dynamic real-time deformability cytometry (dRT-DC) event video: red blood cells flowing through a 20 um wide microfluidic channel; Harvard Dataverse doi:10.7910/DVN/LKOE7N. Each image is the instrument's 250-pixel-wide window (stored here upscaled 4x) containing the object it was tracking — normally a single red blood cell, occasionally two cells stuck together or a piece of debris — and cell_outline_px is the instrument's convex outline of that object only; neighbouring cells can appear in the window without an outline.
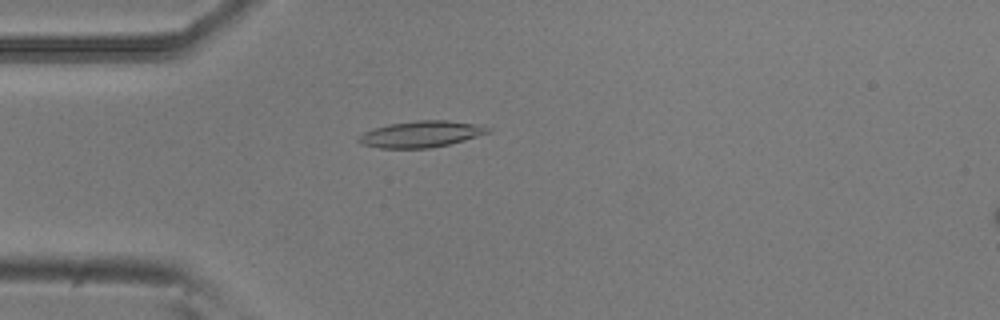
{"species": "common noctule bat (a hibernating species)", "species_latin": "Nyctalus noctula", "temperature_condition": "room temperature", "stored_images_in_passage": 53, "camera_frame_rate_fps": 3000, "um_per_image_px": 0.085, "animal": {"sex": "male", "body_mass_g": 20.5, "forearm_length_mm": 52.5}, "frame": {"image": 1, "passage_image": 14, "time_ms": 4.333, "image_size_px": [1000, 320], "cell_outline_px": [[492, 132], [464, 140], [448, 144], [428, 148], [380, 148], [360, 144], [356, 140], [356, 136], [364, 132], [388, 124], [416, 120], [448, 120], [472, 124], [492, 128]], "centroid_in_image_um": [35.75, 11.4], "position_along_channel_um": 49.3, "area_um2": 19.83}}
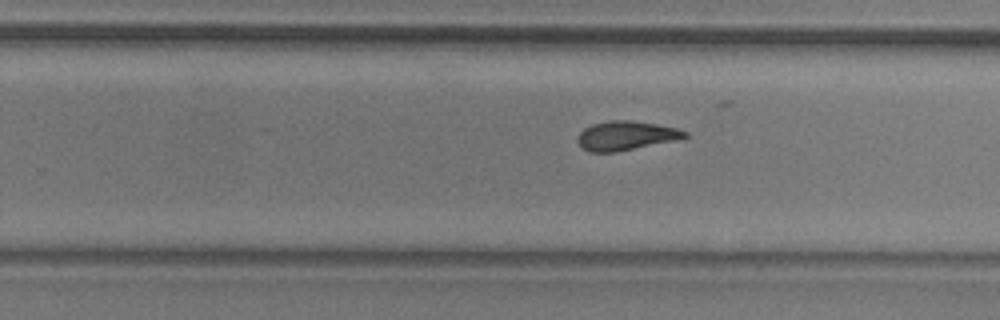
{"frame": {"image": 2, "passage_image": 33, "time_ms": 10.667, "image_size_px": [1000, 320], "cell_outline_px": [[688, 136], [676, 140], [616, 152], [588, 152], [576, 140], [580, 132], [584, 128], [592, 124], [608, 120], [632, 120], [656, 124], [676, 128], [688, 132]], "centroid_in_image_um": [53.19, 11.52], "position_along_channel_um": 276.6, "area_um2": 18.15}}
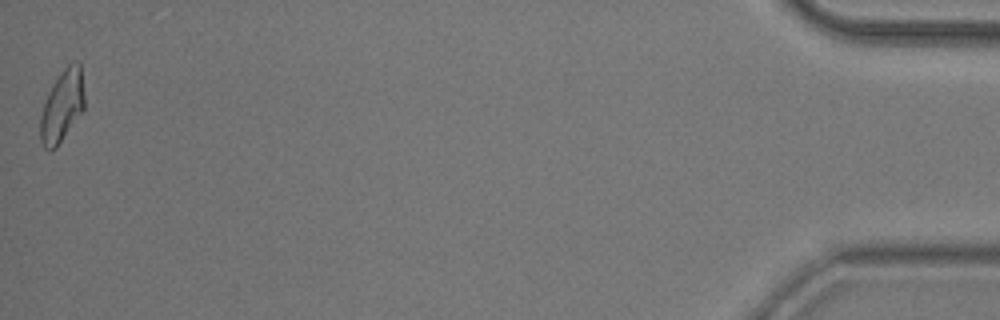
{"frame": {"image": 3, "passage_image": 53, "time_ms": 17.333, "image_size_px": [1000, 320], "cell_outline_px": [[84, 108], [56, 148], [52, 152], [48, 152], [44, 148], [40, 140], [40, 116], [48, 92], [60, 72], [68, 64], [76, 60], [80, 64], [84, 92]], "centroid_in_image_um": [5.26, 9.03], "position_along_channel_um": 429.9, "area_um2": 18.44}, "authors_computed_cell_mechanics": {"area_um2": 18.5538, "velocity_mm_per_s": 3.7545, "shape_relaxation_time_tau1_ms": 4.2023, "shape_relaxation_time_tau2_ms": 3.0288, "deformation_change_tau1": 0.1562, "deformation_change_tau2": 0.0878}}